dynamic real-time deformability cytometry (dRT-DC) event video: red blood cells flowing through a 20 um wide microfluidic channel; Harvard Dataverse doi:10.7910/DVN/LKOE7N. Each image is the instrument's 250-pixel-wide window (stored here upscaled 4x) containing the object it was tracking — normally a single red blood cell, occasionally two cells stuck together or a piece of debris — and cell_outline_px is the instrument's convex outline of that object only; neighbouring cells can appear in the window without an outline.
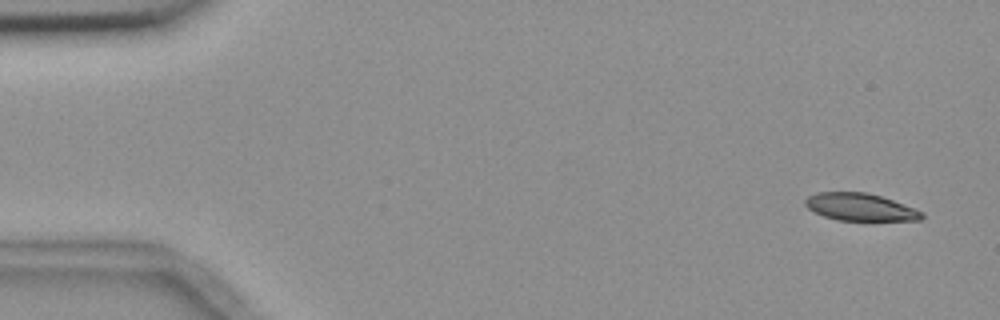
{"species": "common noctule bat (a hibernating species)", "species_latin": "Nyctalus noctula", "temperature_condition": "room temperature", "stored_images_in_passage": 6, "camera_frame_rate_fps": 3000, "um_per_image_px": 0.085, "animal": {"sex": "female", "body_mass_g": 18.4}, "frame": {"image": 1, "passage_image": 1, "time_ms": 0.0, "image_size_px": [1000, 320], "cell_outline_px": [[924, 216], [920, 220], [872, 224], [836, 220], [824, 216], [808, 208], [804, 204], [804, 200], [808, 196], [816, 192], [868, 192], [892, 200], [924, 212]], "centroid_in_image_um": [73.18, 17.67], "position_along_channel_um": 11.8, "area_um2": 19.71}}
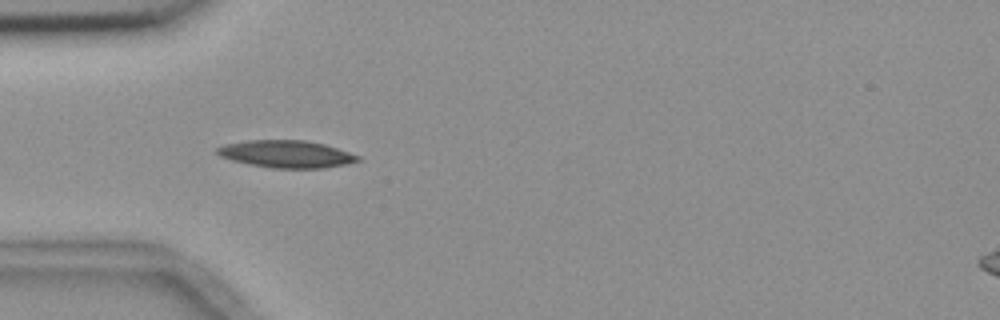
{"frame": {"image": 2, "passage_image": 5, "time_ms": 4.667, "image_size_px": [1000, 320], "cell_outline_px": [[360, 160], [344, 164], [324, 168], [272, 168], [248, 164], [232, 160], [220, 156], [216, 152], [216, 148], [224, 144], [248, 140], [304, 140], [324, 144], [360, 156]], "centroid_in_image_um": [24.3, 13.09], "position_along_channel_um": 60.7, "area_um2": 22.25}}